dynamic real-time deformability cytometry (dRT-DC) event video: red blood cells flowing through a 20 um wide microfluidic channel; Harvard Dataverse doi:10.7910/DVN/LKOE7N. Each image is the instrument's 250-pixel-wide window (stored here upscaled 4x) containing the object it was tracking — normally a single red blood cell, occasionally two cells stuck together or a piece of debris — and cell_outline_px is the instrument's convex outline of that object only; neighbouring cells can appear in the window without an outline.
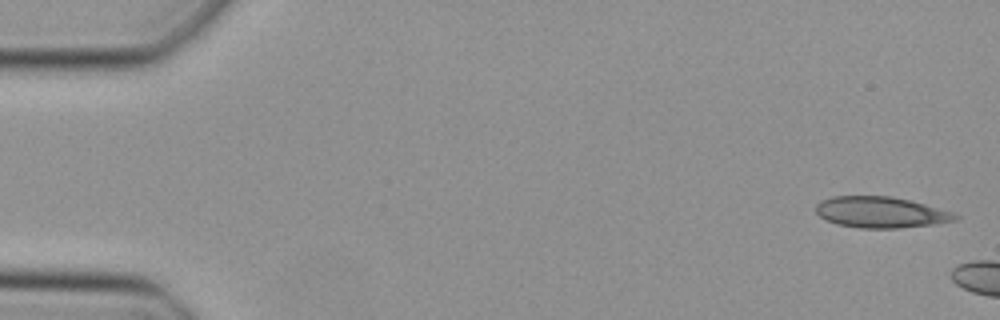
{"species": "Egyptian fruit bat (a non-hibernating species)", "species_latin": "Rousettus aegyptiacus", "temperature_condition": "cold", "stored_images_in_passage": 5, "camera_frame_rate_fps": 3000, "um_per_image_px": 0.085, "animal": {"sex": "female"}, "frame": {"image": 1, "passage_image": 1, "time_ms": 0.0, "image_size_px": [1000, 320], "cell_outline_px": [[960, 216], [956, 220], [932, 224], [896, 228], [860, 228], [836, 224], [824, 220], [816, 212], [816, 204], [820, 200], [832, 196], [888, 196], [908, 200], [924, 204], [952, 212]], "centroid_in_image_um": [74.8, 18.04], "position_along_channel_um": 10.2, "area_um2": 25.09}}